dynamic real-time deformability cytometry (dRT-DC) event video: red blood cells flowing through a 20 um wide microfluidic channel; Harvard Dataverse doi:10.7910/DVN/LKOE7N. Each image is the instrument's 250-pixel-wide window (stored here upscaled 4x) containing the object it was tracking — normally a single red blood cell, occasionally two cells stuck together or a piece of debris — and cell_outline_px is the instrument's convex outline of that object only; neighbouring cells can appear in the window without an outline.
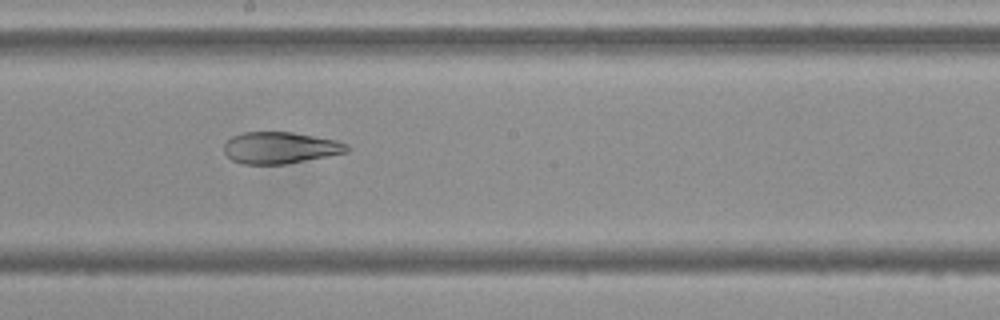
{"species": "Egyptian fruit bat (a non-hibernating species)", "species_latin": "Rousettus aegyptiacus", "temperature_condition": "cold", "stored_images_in_passage": 16, "camera_frame_rate_fps": 3000, "um_per_image_px": 0.085, "frame": {"image": 1, "passage_image": 14, "time_ms": 4.333, "image_size_px": [1000, 320], "cell_outline_px": [[352, 148], [348, 152], [328, 156], [284, 164], [244, 164], [232, 160], [224, 152], [224, 144], [232, 136], [244, 132], [292, 132], [336, 140], [348, 144]], "centroid_in_image_um": [23.84, 12.56], "position_along_channel_um": 224.4, "area_um2": 22.66}}